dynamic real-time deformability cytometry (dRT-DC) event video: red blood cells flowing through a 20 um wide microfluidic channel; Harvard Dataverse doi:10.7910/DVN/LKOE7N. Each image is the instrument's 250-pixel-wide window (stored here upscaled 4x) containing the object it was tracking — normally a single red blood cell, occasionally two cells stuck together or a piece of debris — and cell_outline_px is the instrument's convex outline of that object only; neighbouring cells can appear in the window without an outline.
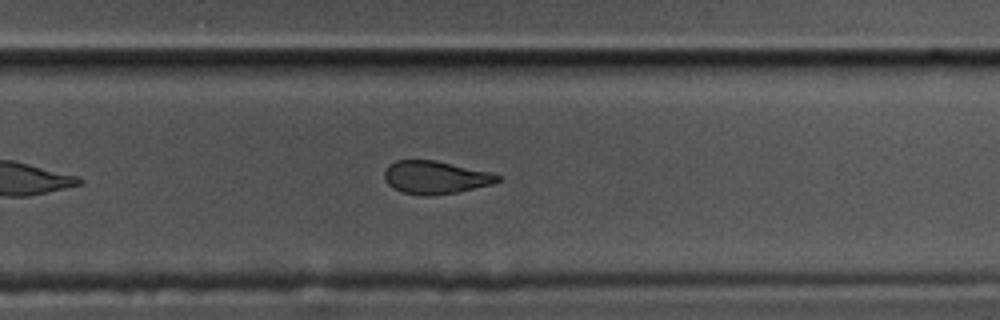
{"species": "common noctule bat (a hibernating species)", "species_latin": "Nyctalus noctula", "temperature_condition": "cold", "stored_images_in_passage": 42, "camera_frame_rate_fps": 3000, "um_per_image_px": 0.085, "animal": {"sex": "male", "body_mass_g": 17.5, "forearm_length_mm": 52.3}, "frame": {"image": 1, "passage_image": 24, "time_ms": 7.667, "image_size_px": [1000, 320], "cell_outline_px": [[500, 180], [492, 184], [456, 192], [428, 196], [420, 196], [404, 192], [392, 188], [384, 180], [384, 172], [388, 164], [396, 160], [436, 160], [488, 172], [500, 176]], "centroid_in_image_um": [36.94, 15.08], "position_along_channel_um": 292.9, "area_um2": 21.62}}
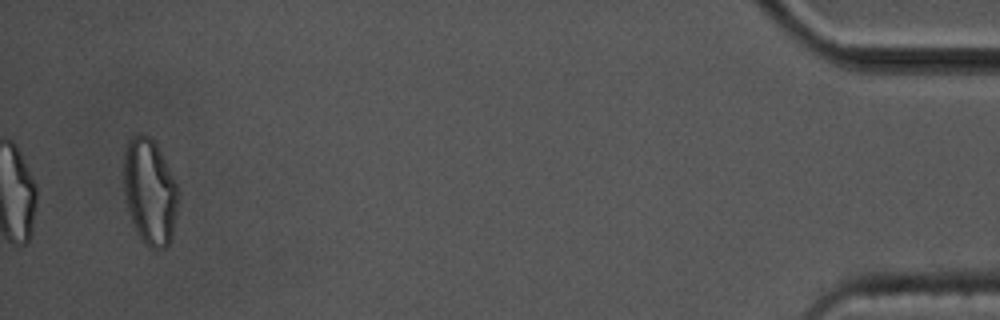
{"frame": {"image": 2, "passage_image": 42, "time_ms": 13.667, "image_size_px": [1000, 320], "cell_outline_px": [[176, 212], [172, 236], [168, 244], [164, 248], [152, 248], [144, 244], [136, 232], [128, 208], [124, 192], [124, 152], [128, 140], [132, 136], [148, 136], [156, 144], [176, 184]], "centroid_in_image_um": [12.7, 16.32], "position_along_channel_um": 422.5, "area_um2": 32.77}, "authors_computed_cell_mechanics": {"area_um2": 23.6402, "velocity_mm_per_s": 3.5201, "shape_relaxation_time_tau1_ms": 7.7168, "shape_relaxation_time_tau2_ms": 1.7322, "deformation_change_tau1": 0.1674, "deformation_change_tau2": 0.0773}}